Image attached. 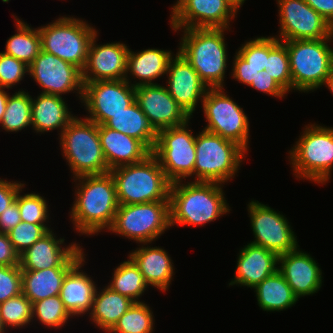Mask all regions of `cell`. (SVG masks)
I'll return each mask as SVG.
<instances>
[{"label":"cell","mask_w":333,"mask_h":333,"mask_svg":"<svg viewBox=\"0 0 333 333\" xmlns=\"http://www.w3.org/2000/svg\"><path fill=\"white\" fill-rule=\"evenodd\" d=\"M231 76L259 92L284 99L292 92L286 45L275 36L251 38L236 50Z\"/></svg>","instance_id":"cell-1"},{"label":"cell","mask_w":333,"mask_h":333,"mask_svg":"<svg viewBox=\"0 0 333 333\" xmlns=\"http://www.w3.org/2000/svg\"><path fill=\"white\" fill-rule=\"evenodd\" d=\"M72 180L75 200L69 217L73 230L87 237L108 231L119 206L111 173L82 175Z\"/></svg>","instance_id":"cell-2"},{"label":"cell","mask_w":333,"mask_h":333,"mask_svg":"<svg viewBox=\"0 0 333 333\" xmlns=\"http://www.w3.org/2000/svg\"><path fill=\"white\" fill-rule=\"evenodd\" d=\"M184 182V183H183ZM224 185L216 182L177 181L169 191L170 227L204 226L230 212Z\"/></svg>","instance_id":"cell-3"},{"label":"cell","mask_w":333,"mask_h":333,"mask_svg":"<svg viewBox=\"0 0 333 333\" xmlns=\"http://www.w3.org/2000/svg\"><path fill=\"white\" fill-rule=\"evenodd\" d=\"M181 31L177 51L209 88H224L228 63L226 28L173 29Z\"/></svg>","instance_id":"cell-4"},{"label":"cell","mask_w":333,"mask_h":333,"mask_svg":"<svg viewBox=\"0 0 333 333\" xmlns=\"http://www.w3.org/2000/svg\"><path fill=\"white\" fill-rule=\"evenodd\" d=\"M288 152L293 175L311 183L326 184L333 170V127L310 123Z\"/></svg>","instance_id":"cell-5"},{"label":"cell","mask_w":333,"mask_h":333,"mask_svg":"<svg viewBox=\"0 0 333 333\" xmlns=\"http://www.w3.org/2000/svg\"><path fill=\"white\" fill-rule=\"evenodd\" d=\"M109 172L115 182L119 204L169 201L171 182L153 154L142 162L120 166Z\"/></svg>","instance_id":"cell-6"},{"label":"cell","mask_w":333,"mask_h":333,"mask_svg":"<svg viewBox=\"0 0 333 333\" xmlns=\"http://www.w3.org/2000/svg\"><path fill=\"white\" fill-rule=\"evenodd\" d=\"M58 139L72 178L110 171L101 148L98 124L95 122L75 114Z\"/></svg>","instance_id":"cell-7"},{"label":"cell","mask_w":333,"mask_h":333,"mask_svg":"<svg viewBox=\"0 0 333 333\" xmlns=\"http://www.w3.org/2000/svg\"><path fill=\"white\" fill-rule=\"evenodd\" d=\"M282 42L289 55L292 91L311 93L320 89L333 67V38Z\"/></svg>","instance_id":"cell-8"},{"label":"cell","mask_w":333,"mask_h":333,"mask_svg":"<svg viewBox=\"0 0 333 333\" xmlns=\"http://www.w3.org/2000/svg\"><path fill=\"white\" fill-rule=\"evenodd\" d=\"M193 182L227 184L241 170L246 151L233 141L203 130L196 134Z\"/></svg>","instance_id":"cell-9"},{"label":"cell","mask_w":333,"mask_h":333,"mask_svg":"<svg viewBox=\"0 0 333 333\" xmlns=\"http://www.w3.org/2000/svg\"><path fill=\"white\" fill-rule=\"evenodd\" d=\"M83 18L59 16L52 22L41 25V50L83 70L92 38L98 33L96 27Z\"/></svg>","instance_id":"cell-10"},{"label":"cell","mask_w":333,"mask_h":333,"mask_svg":"<svg viewBox=\"0 0 333 333\" xmlns=\"http://www.w3.org/2000/svg\"><path fill=\"white\" fill-rule=\"evenodd\" d=\"M170 227L169 201L119 204L108 231L140 243H152Z\"/></svg>","instance_id":"cell-11"},{"label":"cell","mask_w":333,"mask_h":333,"mask_svg":"<svg viewBox=\"0 0 333 333\" xmlns=\"http://www.w3.org/2000/svg\"><path fill=\"white\" fill-rule=\"evenodd\" d=\"M200 106L205 122L203 130L219 135L249 151L250 124L245 110L225 92L224 88H209Z\"/></svg>","instance_id":"cell-12"},{"label":"cell","mask_w":333,"mask_h":333,"mask_svg":"<svg viewBox=\"0 0 333 333\" xmlns=\"http://www.w3.org/2000/svg\"><path fill=\"white\" fill-rule=\"evenodd\" d=\"M186 123L158 131L152 154L158 159L167 179L173 183L194 178L196 135Z\"/></svg>","instance_id":"cell-13"},{"label":"cell","mask_w":333,"mask_h":333,"mask_svg":"<svg viewBox=\"0 0 333 333\" xmlns=\"http://www.w3.org/2000/svg\"><path fill=\"white\" fill-rule=\"evenodd\" d=\"M247 208L254 236L250 243L262 246L277 255L294 251L299 247L291 224L280 211L254 199L247 204Z\"/></svg>","instance_id":"cell-14"},{"label":"cell","mask_w":333,"mask_h":333,"mask_svg":"<svg viewBox=\"0 0 333 333\" xmlns=\"http://www.w3.org/2000/svg\"><path fill=\"white\" fill-rule=\"evenodd\" d=\"M134 101L135 87L121 79L87 82L84 84L81 103L88 112L85 118L104 125Z\"/></svg>","instance_id":"cell-15"},{"label":"cell","mask_w":333,"mask_h":333,"mask_svg":"<svg viewBox=\"0 0 333 333\" xmlns=\"http://www.w3.org/2000/svg\"><path fill=\"white\" fill-rule=\"evenodd\" d=\"M282 41L333 38V27L304 0H276Z\"/></svg>","instance_id":"cell-16"},{"label":"cell","mask_w":333,"mask_h":333,"mask_svg":"<svg viewBox=\"0 0 333 333\" xmlns=\"http://www.w3.org/2000/svg\"><path fill=\"white\" fill-rule=\"evenodd\" d=\"M28 75L42 89L40 93L63 97L64 94L73 92L82 101V71L53 54L41 50L29 65Z\"/></svg>","instance_id":"cell-17"},{"label":"cell","mask_w":333,"mask_h":333,"mask_svg":"<svg viewBox=\"0 0 333 333\" xmlns=\"http://www.w3.org/2000/svg\"><path fill=\"white\" fill-rule=\"evenodd\" d=\"M170 13L171 29H230L231 21L238 15L228 0H177Z\"/></svg>","instance_id":"cell-18"},{"label":"cell","mask_w":333,"mask_h":333,"mask_svg":"<svg viewBox=\"0 0 333 333\" xmlns=\"http://www.w3.org/2000/svg\"><path fill=\"white\" fill-rule=\"evenodd\" d=\"M49 230L30 248L19 255L21 270H43L52 267H73L84 255L85 249L77 242L65 245V239ZM65 245V246H63Z\"/></svg>","instance_id":"cell-19"},{"label":"cell","mask_w":333,"mask_h":333,"mask_svg":"<svg viewBox=\"0 0 333 333\" xmlns=\"http://www.w3.org/2000/svg\"><path fill=\"white\" fill-rule=\"evenodd\" d=\"M135 100L157 132L191 120V117L169 94L165 85L137 86L135 87Z\"/></svg>","instance_id":"cell-20"},{"label":"cell","mask_w":333,"mask_h":333,"mask_svg":"<svg viewBox=\"0 0 333 333\" xmlns=\"http://www.w3.org/2000/svg\"><path fill=\"white\" fill-rule=\"evenodd\" d=\"M92 38L86 64L82 70L83 84L93 81L125 79L129 46L122 42L96 43Z\"/></svg>","instance_id":"cell-21"},{"label":"cell","mask_w":333,"mask_h":333,"mask_svg":"<svg viewBox=\"0 0 333 333\" xmlns=\"http://www.w3.org/2000/svg\"><path fill=\"white\" fill-rule=\"evenodd\" d=\"M166 77L165 87L167 91L192 118L209 87L178 51L169 62Z\"/></svg>","instance_id":"cell-22"},{"label":"cell","mask_w":333,"mask_h":333,"mask_svg":"<svg viewBox=\"0 0 333 333\" xmlns=\"http://www.w3.org/2000/svg\"><path fill=\"white\" fill-rule=\"evenodd\" d=\"M320 265L300 246L291 252L278 255V271L284 276L294 294L301 297L317 293L323 283Z\"/></svg>","instance_id":"cell-23"},{"label":"cell","mask_w":333,"mask_h":333,"mask_svg":"<svg viewBox=\"0 0 333 333\" xmlns=\"http://www.w3.org/2000/svg\"><path fill=\"white\" fill-rule=\"evenodd\" d=\"M237 256L236 270L229 287L236 285L253 289L278 270V255L262 246L247 243Z\"/></svg>","instance_id":"cell-24"},{"label":"cell","mask_w":333,"mask_h":333,"mask_svg":"<svg viewBox=\"0 0 333 333\" xmlns=\"http://www.w3.org/2000/svg\"><path fill=\"white\" fill-rule=\"evenodd\" d=\"M149 245L150 243H140L139 247L129 252L128 257L143 274L148 286L166 292L171 282L174 281L175 267L173 260L164 248L153 247V245L150 247Z\"/></svg>","instance_id":"cell-25"},{"label":"cell","mask_w":333,"mask_h":333,"mask_svg":"<svg viewBox=\"0 0 333 333\" xmlns=\"http://www.w3.org/2000/svg\"><path fill=\"white\" fill-rule=\"evenodd\" d=\"M85 256L67 272L60 289V299L72 317H82L91 312L97 289L93 278L81 269L87 263Z\"/></svg>","instance_id":"cell-26"},{"label":"cell","mask_w":333,"mask_h":333,"mask_svg":"<svg viewBox=\"0 0 333 333\" xmlns=\"http://www.w3.org/2000/svg\"><path fill=\"white\" fill-rule=\"evenodd\" d=\"M98 133L107 166L110 170L142 162L152 151L140 140L98 125Z\"/></svg>","instance_id":"cell-27"},{"label":"cell","mask_w":333,"mask_h":333,"mask_svg":"<svg viewBox=\"0 0 333 333\" xmlns=\"http://www.w3.org/2000/svg\"><path fill=\"white\" fill-rule=\"evenodd\" d=\"M173 56L174 53L167 49L148 48L136 53L129 48L125 80L133 87L158 84L154 81L166 75ZM132 79L136 80L132 82Z\"/></svg>","instance_id":"cell-28"},{"label":"cell","mask_w":333,"mask_h":333,"mask_svg":"<svg viewBox=\"0 0 333 333\" xmlns=\"http://www.w3.org/2000/svg\"><path fill=\"white\" fill-rule=\"evenodd\" d=\"M65 99L61 96L43 93H39L37 97L32 98L31 96V124L34 133L44 134L56 129L58 135L62 133L75 117L69 110Z\"/></svg>","instance_id":"cell-29"},{"label":"cell","mask_w":333,"mask_h":333,"mask_svg":"<svg viewBox=\"0 0 333 333\" xmlns=\"http://www.w3.org/2000/svg\"><path fill=\"white\" fill-rule=\"evenodd\" d=\"M103 288V289H102ZM96 289L93 307L89 315L92 324L107 333L121 316L133 305L130 298L104 286Z\"/></svg>","instance_id":"cell-30"},{"label":"cell","mask_w":333,"mask_h":333,"mask_svg":"<svg viewBox=\"0 0 333 333\" xmlns=\"http://www.w3.org/2000/svg\"><path fill=\"white\" fill-rule=\"evenodd\" d=\"M104 125L142 141L151 151L155 147L158 132L150 124L136 100L124 111L113 115Z\"/></svg>","instance_id":"cell-31"},{"label":"cell","mask_w":333,"mask_h":333,"mask_svg":"<svg viewBox=\"0 0 333 333\" xmlns=\"http://www.w3.org/2000/svg\"><path fill=\"white\" fill-rule=\"evenodd\" d=\"M72 267H52L43 270H22V293L33 304L60 294L62 282Z\"/></svg>","instance_id":"cell-32"},{"label":"cell","mask_w":333,"mask_h":333,"mask_svg":"<svg viewBox=\"0 0 333 333\" xmlns=\"http://www.w3.org/2000/svg\"><path fill=\"white\" fill-rule=\"evenodd\" d=\"M257 305L266 312H280L299 301L284 276L277 270L253 288Z\"/></svg>","instance_id":"cell-33"},{"label":"cell","mask_w":333,"mask_h":333,"mask_svg":"<svg viewBox=\"0 0 333 333\" xmlns=\"http://www.w3.org/2000/svg\"><path fill=\"white\" fill-rule=\"evenodd\" d=\"M13 17L17 32L8 38L3 53L29 66L41 51V37L38 27H31L16 15Z\"/></svg>","instance_id":"cell-34"},{"label":"cell","mask_w":333,"mask_h":333,"mask_svg":"<svg viewBox=\"0 0 333 333\" xmlns=\"http://www.w3.org/2000/svg\"><path fill=\"white\" fill-rule=\"evenodd\" d=\"M113 270L112 279L106 286L134 302H142L140 298L149 286L134 262L127 257V260L118 264Z\"/></svg>","instance_id":"cell-35"},{"label":"cell","mask_w":333,"mask_h":333,"mask_svg":"<svg viewBox=\"0 0 333 333\" xmlns=\"http://www.w3.org/2000/svg\"><path fill=\"white\" fill-rule=\"evenodd\" d=\"M31 95L22 88L9 94L5 113L2 117L0 127L6 132H19L32 128L31 124Z\"/></svg>","instance_id":"cell-36"},{"label":"cell","mask_w":333,"mask_h":333,"mask_svg":"<svg viewBox=\"0 0 333 333\" xmlns=\"http://www.w3.org/2000/svg\"><path fill=\"white\" fill-rule=\"evenodd\" d=\"M154 317L149 304L134 302L107 333H154Z\"/></svg>","instance_id":"cell-37"},{"label":"cell","mask_w":333,"mask_h":333,"mask_svg":"<svg viewBox=\"0 0 333 333\" xmlns=\"http://www.w3.org/2000/svg\"><path fill=\"white\" fill-rule=\"evenodd\" d=\"M73 318L66 310L59 295L39 300L32 304V324L38 321L45 328L55 330L62 327Z\"/></svg>","instance_id":"cell-38"},{"label":"cell","mask_w":333,"mask_h":333,"mask_svg":"<svg viewBox=\"0 0 333 333\" xmlns=\"http://www.w3.org/2000/svg\"><path fill=\"white\" fill-rule=\"evenodd\" d=\"M0 319L7 330L9 328L21 330L28 327L32 322L31 301L23 293H20L0 303Z\"/></svg>","instance_id":"cell-39"},{"label":"cell","mask_w":333,"mask_h":333,"mask_svg":"<svg viewBox=\"0 0 333 333\" xmlns=\"http://www.w3.org/2000/svg\"><path fill=\"white\" fill-rule=\"evenodd\" d=\"M24 188L25 186L19 190L15 199L18 203L21 220L32 224L49 223L50 210L46 198L36 192L22 194Z\"/></svg>","instance_id":"cell-40"},{"label":"cell","mask_w":333,"mask_h":333,"mask_svg":"<svg viewBox=\"0 0 333 333\" xmlns=\"http://www.w3.org/2000/svg\"><path fill=\"white\" fill-rule=\"evenodd\" d=\"M48 225L49 224H32L22 221L7 233V235L15 251L20 255L49 230H52Z\"/></svg>","instance_id":"cell-41"},{"label":"cell","mask_w":333,"mask_h":333,"mask_svg":"<svg viewBox=\"0 0 333 333\" xmlns=\"http://www.w3.org/2000/svg\"><path fill=\"white\" fill-rule=\"evenodd\" d=\"M24 62L0 52V88L12 89L28 75Z\"/></svg>","instance_id":"cell-42"},{"label":"cell","mask_w":333,"mask_h":333,"mask_svg":"<svg viewBox=\"0 0 333 333\" xmlns=\"http://www.w3.org/2000/svg\"><path fill=\"white\" fill-rule=\"evenodd\" d=\"M22 293V270L19 265H0V303Z\"/></svg>","instance_id":"cell-43"},{"label":"cell","mask_w":333,"mask_h":333,"mask_svg":"<svg viewBox=\"0 0 333 333\" xmlns=\"http://www.w3.org/2000/svg\"><path fill=\"white\" fill-rule=\"evenodd\" d=\"M21 182L0 178V215L15 201L19 190L26 185Z\"/></svg>","instance_id":"cell-44"},{"label":"cell","mask_w":333,"mask_h":333,"mask_svg":"<svg viewBox=\"0 0 333 333\" xmlns=\"http://www.w3.org/2000/svg\"><path fill=\"white\" fill-rule=\"evenodd\" d=\"M20 222H22L20 211L15 200L0 215V233H9Z\"/></svg>","instance_id":"cell-45"},{"label":"cell","mask_w":333,"mask_h":333,"mask_svg":"<svg viewBox=\"0 0 333 333\" xmlns=\"http://www.w3.org/2000/svg\"><path fill=\"white\" fill-rule=\"evenodd\" d=\"M0 265H19V254L15 251L7 234L0 233Z\"/></svg>","instance_id":"cell-46"},{"label":"cell","mask_w":333,"mask_h":333,"mask_svg":"<svg viewBox=\"0 0 333 333\" xmlns=\"http://www.w3.org/2000/svg\"><path fill=\"white\" fill-rule=\"evenodd\" d=\"M333 27V0H304Z\"/></svg>","instance_id":"cell-47"},{"label":"cell","mask_w":333,"mask_h":333,"mask_svg":"<svg viewBox=\"0 0 333 333\" xmlns=\"http://www.w3.org/2000/svg\"><path fill=\"white\" fill-rule=\"evenodd\" d=\"M5 90L6 89H4V88H0V124H1L2 117L5 113L6 104H7L8 97H9V92L7 93V91H5Z\"/></svg>","instance_id":"cell-48"},{"label":"cell","mask_w":333,"mask_h":333,"mask_svg":"<svg viewBox=\"0 0 333 333\" xmlns=\"http://www.w3.org/2000/svg\"><path fill=\"white\" fill-rule=\"evenodd\" d=\"M324 85H325V87H327L329 89V91L333 95V67H332L326 81L324 82L323 86Z\"/></svg>","instance_id":"cell-49"},{"label":"cell","mask_w":333,"mask_h":333,"mask_svg":"<svg viewBox=\"0 0 333 333\" xmlns=\"http://www.w3.org/2000/svg\"><path fill=\"white\" fill-rule=\"evenodd\" d=\"M233 7L239 12L240 8L243 6L246 0H228Z\"/></svg>","instance_id":"cell-50"},{"label":"cell","mask_w":333,"mask_h":333,"mask_svg":"<svg viewBox=\"0 0 333 333\" xmlns=\"http://www.w3.org/2000/svg\"><path fill=\"white\" fill-rule=\"evenodd\" d=\"M7 329L4 327V325L2 324V321L0 319V333H6Z\"/></svg>","instance_id":"cell-51"},{"label":"cell","mask_w":333,"mask_h":333,"mask_svg":"<svg viewBox=\"0 0 333 333\" xmlns=\"http://www.w3.org/2000/svg\"><path fill=\"white\" fill-rule=\"evenodd\" d=\"M3 3H8L10 0H2Z\"/></svg>","instance_id":"cell-52"}]
</instances>
